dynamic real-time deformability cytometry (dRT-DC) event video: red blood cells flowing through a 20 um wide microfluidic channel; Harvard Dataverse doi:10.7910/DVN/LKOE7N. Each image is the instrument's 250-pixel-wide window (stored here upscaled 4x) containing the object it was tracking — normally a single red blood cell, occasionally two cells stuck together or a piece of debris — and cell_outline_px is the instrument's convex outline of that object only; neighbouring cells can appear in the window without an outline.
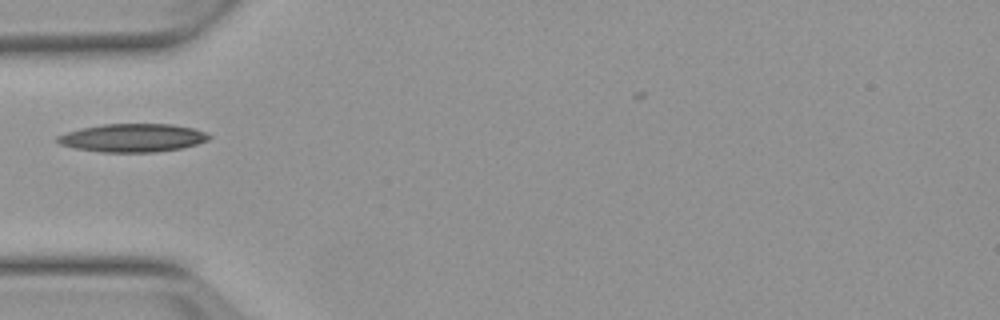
{"species": "Egyptian fruit bat (a non-hibernating species)", "species_latin": "Rousettus aegyptiacus", "temperature_condition": "warm", "stored_images_in_passage": 6, "camera_frame_rate_fps": 3000, "um_per_image_px": 0.085, "animal": {"sex": "female"}, "frame": {"image": 1, "passage_image": 1, "time_ms": 0.0, "image_size_px": [1000, 320], "cell_outline_px": [[212, 136], [208, 140], [196, 144], [180, 148], [156, 152], [100, 152], [76, 148], [60, 144], [56, 140], [56, 136], [80, 128], [104, 124], [172, 124], [196, 128], [208, 132]], "centroid_in_image_um": [11.32, 11.71], "position_along_channel_um": 73.7, "area_um2": 25.03}}